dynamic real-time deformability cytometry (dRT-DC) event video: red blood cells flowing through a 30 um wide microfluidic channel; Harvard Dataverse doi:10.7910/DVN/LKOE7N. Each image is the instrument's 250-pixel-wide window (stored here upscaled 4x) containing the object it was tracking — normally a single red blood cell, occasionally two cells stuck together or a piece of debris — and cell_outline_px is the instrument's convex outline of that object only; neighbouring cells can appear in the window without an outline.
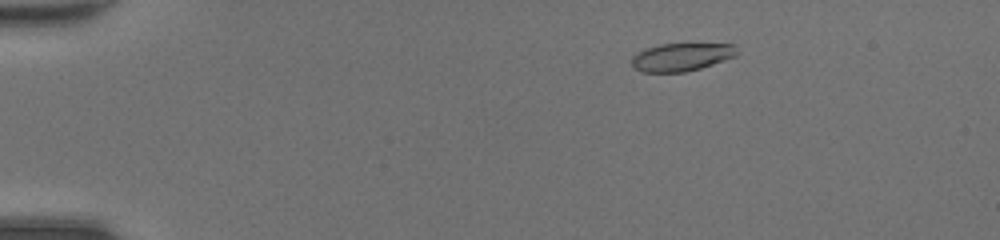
{"species": "common noctule bat (a hibernating species)", "species_latin": "Nyctalus noctula", "temperature_condition": "room temperature", "stored_images_in_passage": 44, "camera_frame_rate_fps": 3000, "um_per_image_px": 0.085, "animal": {"sex": "female", "body_mass_g": 20.0, "forearm_length_mm": 54.0}, "frame": {"image": 1, "passage_image": 5, "time_ms": 1.333, "image_size_px": [1000, 240], "cell_outline_px": [[736, 56], [700, 68], [684, 72], [640, 72], [632, 68], [632, 56], [644, 48], [660, 44], [736, 44]], "centroid_in_image_um": [57.87, 4.85], "position_along_channel_um": 27.1, "area_um2": 17.17}}
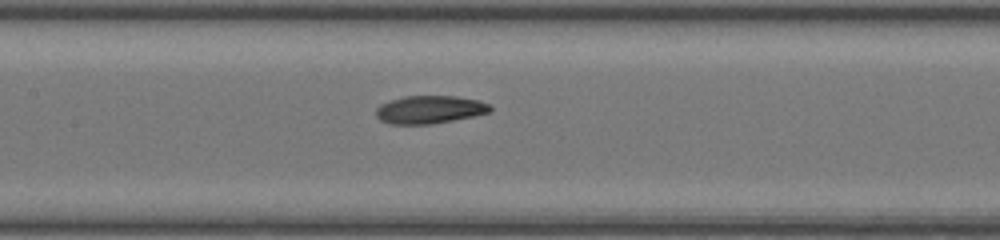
{"frame": {"image": 2, "passage_image": 21, "time_ms": 6.667, "image_size_px": [1000, 240], "cell_outline_px": [[492, 112], [432, 124], [388, 124], [380, 120], [376, 116], [376, 108], [380, 104], [404, 96], [456, 96], [480, 100], [488, 104], [492, 108]], "centroid_in_image_um": [36.52, 9.31], "position_along_channel_um": 170.9, "area_um2": 18.61}}
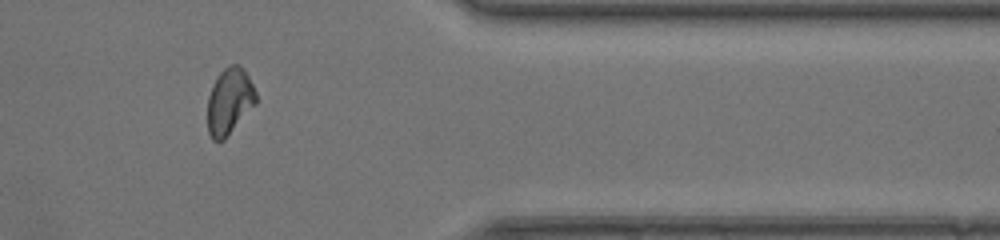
{"frame": {"image": 3, "passage_image": 37, "time_ms": 12.0, "image_size_px": [1000, 240], "cell_outline_px": [[256, 104], [224, 140], [212, 140], [208, 132], [208, 96], [212, 84], [216, 76], [228, 64], [240, 64], [244, 68], [256, 92]], "centroid_in_image_um": [19.5, 8.58], "position_along_channel_um": 391.9, "area_um2": 18.9}, "authors_computed_cell_mechanics": {"area_um2": 18.5538, "velocity_mm_per_s": 4.4281, "shape_relaxation_time_tau1_ms": 8.4988, "shape_relaxation_time_tau2_ms": 3.064, "deformation_change_tau1": 0.2114, "deformation_change_tau2": 0.1009}}